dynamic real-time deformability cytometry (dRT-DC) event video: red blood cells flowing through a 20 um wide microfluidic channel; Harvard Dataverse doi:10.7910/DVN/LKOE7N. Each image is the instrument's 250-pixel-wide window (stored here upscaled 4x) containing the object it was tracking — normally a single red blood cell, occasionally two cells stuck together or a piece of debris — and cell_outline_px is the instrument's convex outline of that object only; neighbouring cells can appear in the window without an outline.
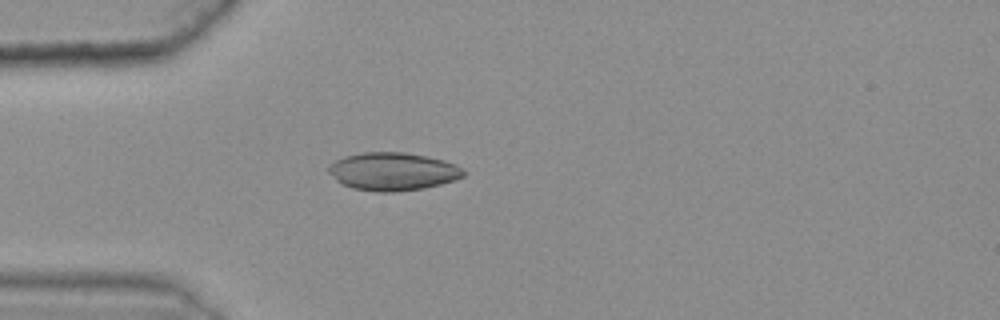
{"species": "common noctule bat (a hibernating species)", "species_latin": "Nyctalus noctula", "temperature_condition": "warm", "stored_images_in_passage": 40, "camera_frame_rate_fps": 3000, "um_per_image_px": 0.085, "animal": {"sex": "female", "body_mass_g": 25.1}, "frame": {"image": 1, "passage_image": 10, "time_ms": 3.0, "image_size_px": [1000, 320], "cell_outline_px": [[468, 172], [464, 176], [440, 184], [424, 188], [396, 192], [376, 192], [352, 188], [340, 184], [328, 172], [328, 164], [344, 156], [364, 152], [404, 152], [444, 160], [456, 164]], "centroid_in_image_um": [33.37, 14.58], "position_along_channel_um": 51.6, "area_um2": 30.06}}
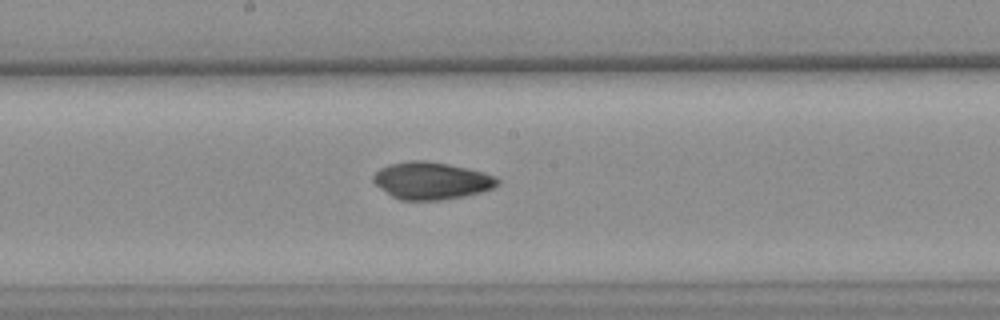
{"frame": {"image": 2, "passage_image": 24, "time_ms": 7.667, "image_size_px": [1000, 320], "cell_outline_px": [[500, 184], [492, 188], [480, 192], [464, 196], [440, 200], [400, 200], [392, 196], [380, 188], [372, 180], [372, 176], [380, 168], [388, 164], [408, 160], [424, 160], [448, 164], [468, 168], [484, 172], [496, 176], [500, 180]], "centroid_in_image_um": [36.67, 15.35], "position_along_channel_um": 211.5, "area_um2": 27.11}}
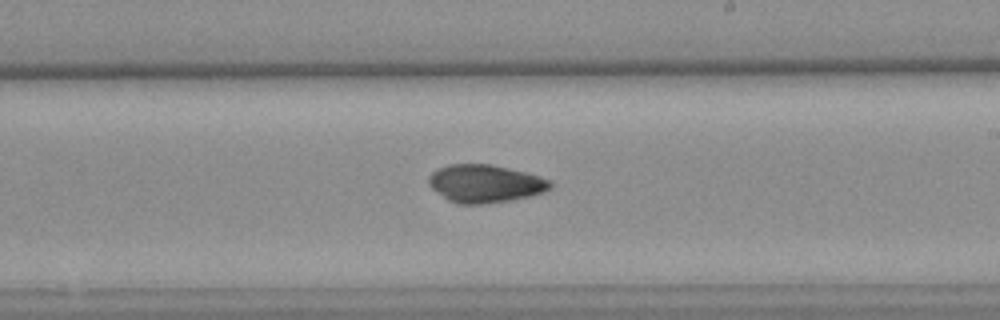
{"frame": {"image": 3, "passage_image": 27, "time_ms": 8.667, "image_size_px": [1000, 320], "cell_outline_px": [[552, 188], [544, 192], [512, 200], [484, 204], [456, 204], [448, 200], [432, 188], [428, 184], [428, 176], [432, 172], [448, 164], [488, 164], [508, 168], [540, 176], [552, 180]], "centroid_in_image_um": [41.24, 15.61], "position_along_channel_um": 247.8, "area_um2": 26.88}, "authors_computed_cell_mechanics": {"area_um2": 27.1949, "velocity_mm_per_s": 3.6356, "shape_relaxation_time_tau1_ms": 8.5676, "shape_relaxation_time_tau2_ms": 4.1515, "deformation_change_tau1": 0.1212, "deformation_change_tau2": 0.0571}}